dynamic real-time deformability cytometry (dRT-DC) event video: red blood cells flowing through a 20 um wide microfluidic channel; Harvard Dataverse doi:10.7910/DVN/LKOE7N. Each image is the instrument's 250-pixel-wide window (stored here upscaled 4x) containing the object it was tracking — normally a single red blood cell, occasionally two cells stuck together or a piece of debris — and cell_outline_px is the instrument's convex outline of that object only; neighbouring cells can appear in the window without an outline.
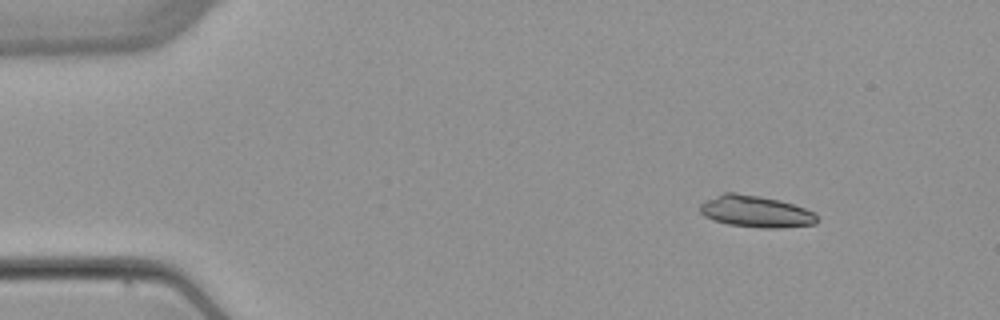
{"species": "common noctule bat (a hibernating species)", "species_latin": "Nyctalus noctula", "temperature_condition": "warm", "stored_images_in_passage": 4, "camera_frame_rate_fps": 3000, "um_per_image_px": 0.085, "animal": {"sex": "female", "body_mass_g": 22.7, "forearm_length_mm": 54.2}, "frame": {"image": 1, "passage_image": 1, "time_ms": 0.0, "image_size_px": [1000, 320], "cell_outline_px": [[820, 220], [816, 224], [780, 228], [764, 228], [728, 224], [712, 220], [704, 216], [700, 212], [700, 204], [724, 192], [736, 192], [780, 200], [804, 208], [812, 212]], "centroid_in_image_um": [64.24, 17.98], "position_along_channel_um": 20.8, "area_um2": 21.5}}
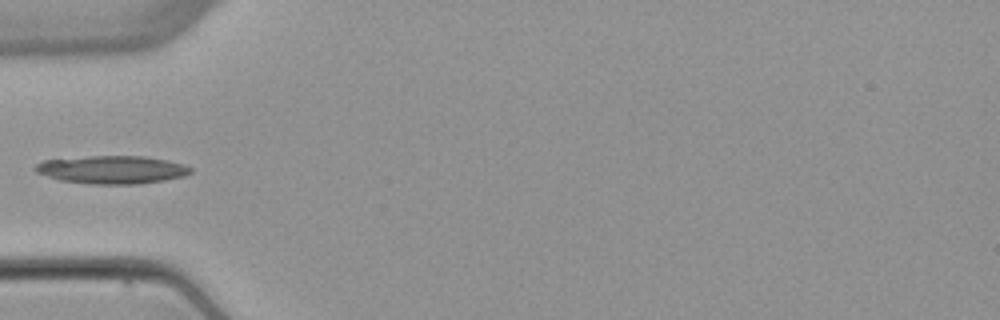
{"frame": {"image": 2, "passage_image": 4, "time_ms": 3.667, "image_size_px": [1000, 320], "cell_outline_px": [[192, 172], [184, 176], [164, 180], [140, 184], [92, 184], [60, 180], [36, 172], [32, 168], [36, 164], [44, 160], [88, 156], [144, 156], [168, 160], [184, 164], [192, 168]], "centroid_in_image_um": [9.53, 14.42], "position_along_channel_um": 75.5, "area_um2": 25.43}}